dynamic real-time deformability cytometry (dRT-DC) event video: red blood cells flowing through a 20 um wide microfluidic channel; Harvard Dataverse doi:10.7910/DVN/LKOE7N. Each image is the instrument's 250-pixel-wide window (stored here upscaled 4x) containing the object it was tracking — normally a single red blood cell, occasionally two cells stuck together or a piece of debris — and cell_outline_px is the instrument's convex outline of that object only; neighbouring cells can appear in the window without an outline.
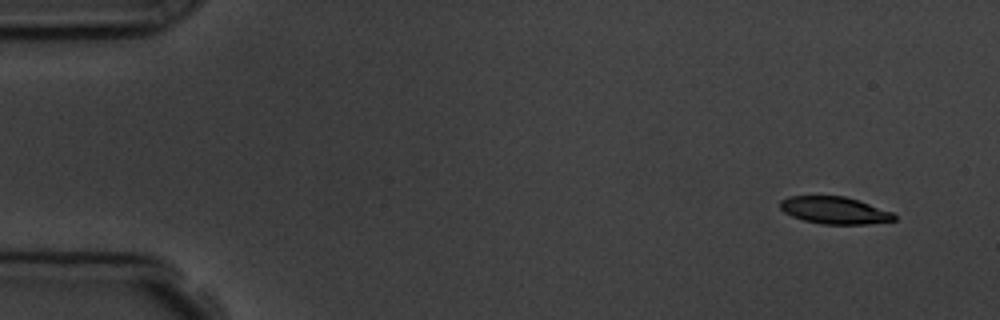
{"species": "common noctule bat (a hibernating species)", "species_latin": "Nyctalus noctula", "temperature_condition": "room temperature", "stored_images_in_passage": 5, "camera_frame_rate_fps": 3000, "um_per_image_px": 0.085, "animal": {"sex": "male", "body_mass_g": 19.5, "forearm_length_mm": 54.6}, "frame": {"image": 1, "passage_image": 1, "time_ms": 0.0, "image_size_px": [1000, 320], "cell_outline_px": [[896, 220], [868, 224], [820, 224], [804, 220], [792, 216], [784, 212], [780, 208], [780, 200], [788, 196], [844, 196], [892, 212], [896, 216]], "centroid_in_image_um": [70.91, 17.88], "position_along_channel_um": 14.1, "area_um2": 17.92}}